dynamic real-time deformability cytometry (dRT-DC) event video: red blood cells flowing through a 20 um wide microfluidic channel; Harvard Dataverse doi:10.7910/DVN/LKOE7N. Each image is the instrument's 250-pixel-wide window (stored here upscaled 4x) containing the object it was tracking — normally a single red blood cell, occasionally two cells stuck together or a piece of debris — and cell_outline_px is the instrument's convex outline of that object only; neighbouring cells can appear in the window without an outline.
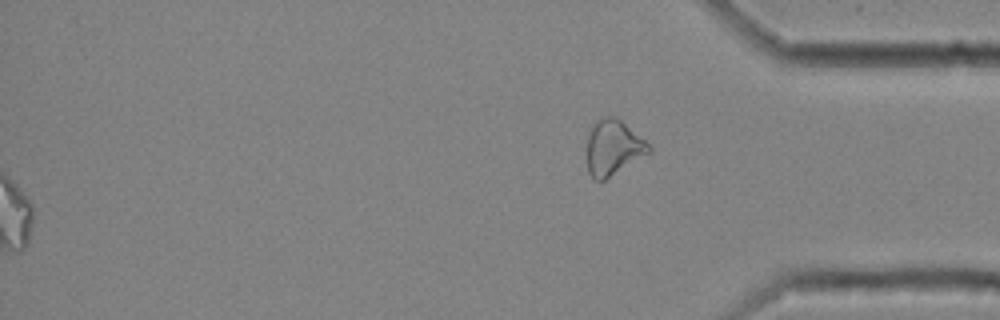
{"species": "common noctule bat (a hibernating species)", "species_latin": "Nyctalus noctula", "temperature_condition": "cold", "stored_images_in_passage": 59, "segment_of_instrument_passage": [2, 2], "camera_frame_rate_fps": 3000, "um_per_image_px": 0.085, "animal": {"sex": "female", "body_mass_g": 25.1}, "frame": {"image": 1, "passage_image": 59, "time_ms": 19.333, "image_size_px": [1000, 320], "cell_outline_px": [[652, 152], [604, 180], [596, 180], [588, 172], [588, 136], [592, 124], [600, 116], [616, 116], [644, 140], [652, 148]], "centroid_in_image_um": [52.13, 12.52], "position_along_channel_um": 383.1, "area_um2": 19.83}}